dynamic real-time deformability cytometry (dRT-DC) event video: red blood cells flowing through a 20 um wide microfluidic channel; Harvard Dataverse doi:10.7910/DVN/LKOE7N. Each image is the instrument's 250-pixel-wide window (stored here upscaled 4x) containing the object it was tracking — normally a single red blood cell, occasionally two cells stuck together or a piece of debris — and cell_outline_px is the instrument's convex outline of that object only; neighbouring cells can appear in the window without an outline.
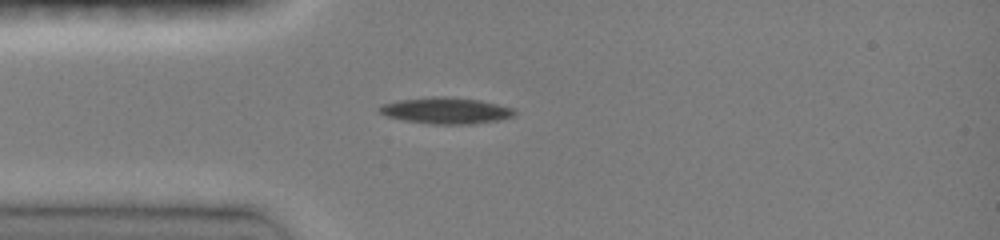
{"species": "common noctule bat (a hibernating species)", "species_latin": "Nyctalus noctula", "temperature_condition": "room temperature", "stored_images_in_passage": 1, "camera_frame_rate_fps": 3000, "um_per_image_px": 0.085, "animal": {"sex": "female", "body_mass_g": 19.0, "forearm_length_mm": 51.5}, "frame": {"image": 1, "passage_image": 1, "time_ms": 0.0, "image_size_px": [1000, 240], "cell_outline_px": [[516, 112], [512, 116], [500, 120], [472, 124], [432, 124], [404, 120], [388, 116], [380, 112], [376, 108], [380, 104], [400, 100], [432, 96], [444, 96], [480, 100], [516, 108]], "centroid_in_image_um": [37.92, 9.39], "position_along_channel_um": 47.1, "area_um2": 20.81}}